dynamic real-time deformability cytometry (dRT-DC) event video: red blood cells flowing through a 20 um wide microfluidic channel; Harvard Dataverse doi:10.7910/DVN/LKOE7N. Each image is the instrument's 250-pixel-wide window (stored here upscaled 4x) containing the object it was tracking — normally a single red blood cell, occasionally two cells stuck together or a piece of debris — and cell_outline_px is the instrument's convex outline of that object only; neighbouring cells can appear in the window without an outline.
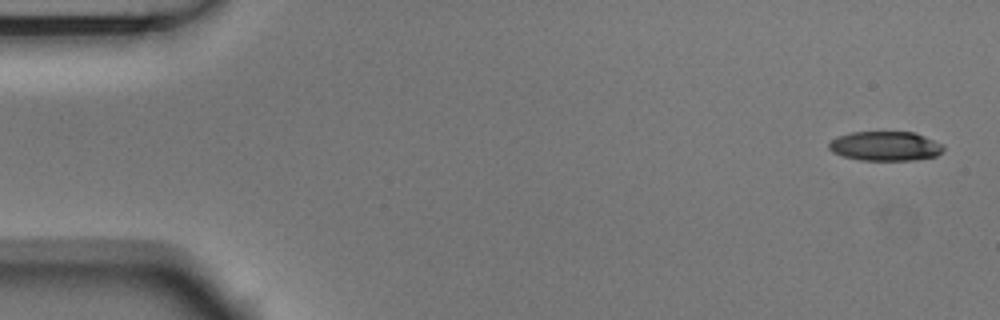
{"species": "Egyptian fruit bat (a non-hibernating species)", "species_latin": "Rousettus aegyptiacus", "temperature_condition": "room temperature", "stored_images_in_passage": 53, "camera_frame_rate_fps": 3000, "um_per_image_px": 0.085, "animal": {"sex": "male"}, "frame": {"image": 1, "passage_image": 1, "time_ms": 0.0, "image_size_px": [1000, 320], "cell_outline_px": [[944, 148], [936, 156], [912, 160], [860, 160], [844, 156], [832, 152], [828, 148], [828, 144], [836, 136], [852, 132], [916, 132], [944, 144]], "centroid_in_image_um": [75.25, 12.41], "position_along_channel_um": 9.7, "area_um2": 19.71}}
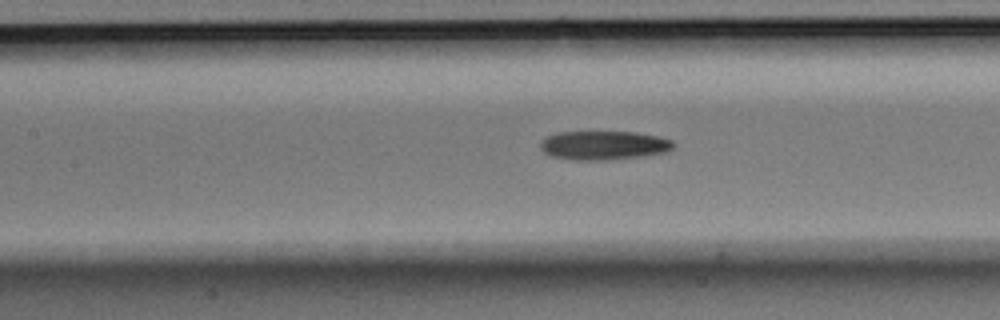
{"frame": {"image": 2, "passage_image": 23, "time_ms": 7.333, "image_size_px": [1000, 320], "cell_outline_px": [[676, 144], [672, 148], [664, 152], [644, 156], [604, 160], [576, 160], [552, 156], [544, 152], [540, 148], [540, 140], [544, 136], [560, 132], [636, 132], [656, 136], [672, 140]], "centroid_in_image_um": [51.28, 12.35], "position_along_channel_um": 156.1, "area_um2": 22.43}}
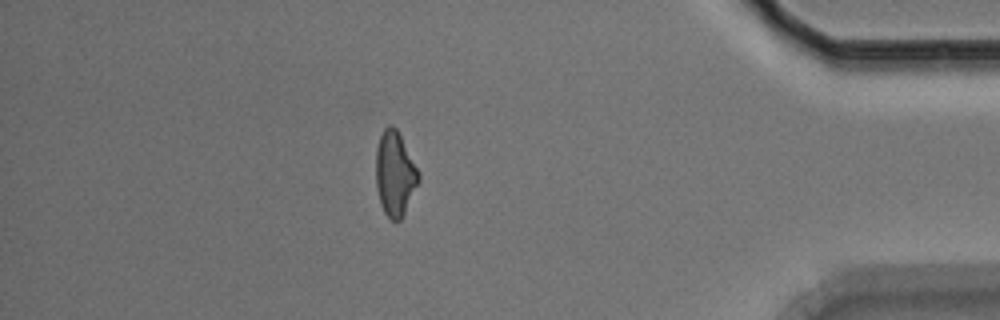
{"frame": {"image": 3, "passage_image": 46, "time_ms": 15.0, "image_size_px": [1000, 320], "cell_outline_px": [[420, 180], [400, 220], [392, 220], [384, 212], [380, 204], [376, 184], [376, 148], [380, 136], [384, 128], [388, 124], [392, 124], [396, 128], [420, 172]], "centroid_in_image_um": [33.56, 14.74], "position_along_channel_um": 401.6, "area_um2": 20.92}, "authors_computed_cell_mechanics": {"area_um2": 21.7328, "velocity_mm_per_s": 3.7243, "shape_relaxation_time_tau1_ms": 4.2081, "shape_relaxation_time_tau2_ms": 7.2981, "deformation_change_tau1": 0.1582, "deformation_change_tau2": 0.188}}